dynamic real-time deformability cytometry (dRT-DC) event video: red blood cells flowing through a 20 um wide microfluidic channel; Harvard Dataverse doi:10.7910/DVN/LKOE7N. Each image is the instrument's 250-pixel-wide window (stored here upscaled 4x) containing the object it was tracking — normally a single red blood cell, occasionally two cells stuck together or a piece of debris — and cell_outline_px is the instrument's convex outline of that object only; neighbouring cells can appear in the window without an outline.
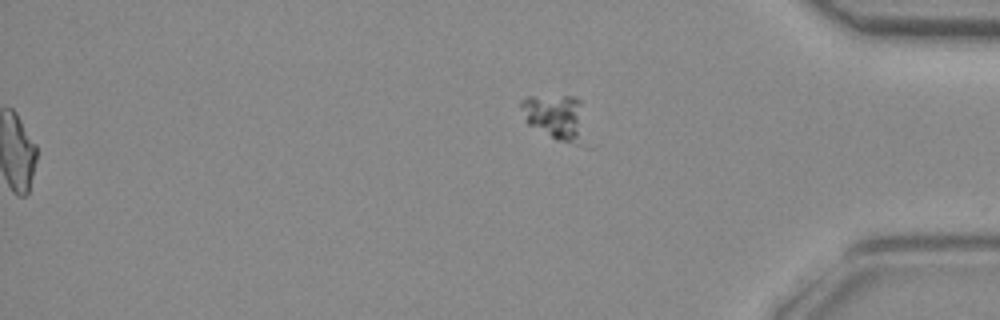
{"species": "common noctule bat (a hibernating species)", "species_latin": "Nyctalus noctula", "temperature_condition": "room temperature", "stored_images_in_passage": 45, "segment_of_instrument_passage": [2, 2], "camera_frame_rate_fps": 3000, "um_per_image_px": 0.085, "animal": {"sex": "female", "body_mass_g": 29.2, "forearm_length_mm": 56.3}, "frame": {"image": 1, "passage_image": 45, "time_ms": 14.667, "image_size_px": [1000, 320], "cell_outline_px": [[584, 144], [580, 144], [556, 140], [528, 124], [520, 104], [520, 100], [528, 96], [572, 96], [580, 100]], "centroid_in_image_um": [47.2, 9.93], "position_along_channel_um": 388.0, "area_um2": 16.7}}